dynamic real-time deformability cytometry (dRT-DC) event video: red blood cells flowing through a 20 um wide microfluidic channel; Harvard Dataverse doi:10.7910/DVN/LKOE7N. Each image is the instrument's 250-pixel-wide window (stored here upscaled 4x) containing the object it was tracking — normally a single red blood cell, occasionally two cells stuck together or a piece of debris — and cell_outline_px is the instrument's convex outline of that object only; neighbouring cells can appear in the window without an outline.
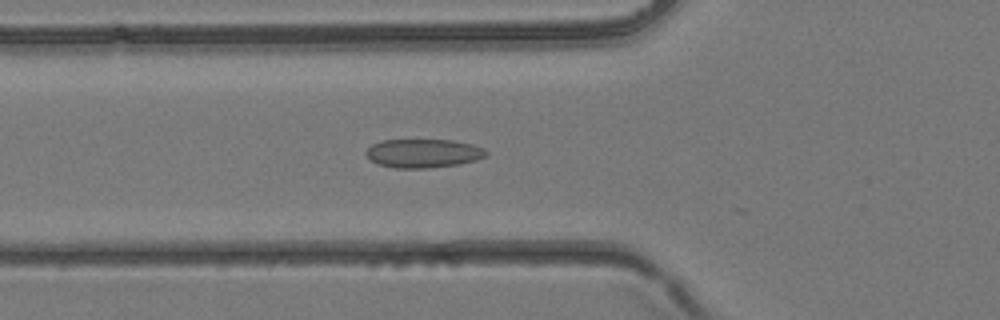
{"species": "common noctule bat (a hibernating species)", "species_latin": "Nyctalus noctula", "temperature_condition": "room temperature", "stored_images_in_passage": 22, "camera_frame_rate_fps": 3000, "um_per_image_px": 0.085, "animal": {"sex": "female", "body_mass_g": 24.6, "forearm_length_mm": 56.2}, "frame": {"image": 1, "passage_image": 12, "time_ms": 3.667, "image_size_px": [1000, 320], "cell_outline_px": [[488, 156], [476, 160], [456, 164], [424, 168], [396, 168], [380, 164], [372, 160], [364, 152], [372, 144], [380, 140], [452, 140], [472, 144], [484, 148], [488, 152]], "centroid_in_image_um": [36.0, 13.02], "position_along_channel_um": 89.8, "area_um2": 19.94}}
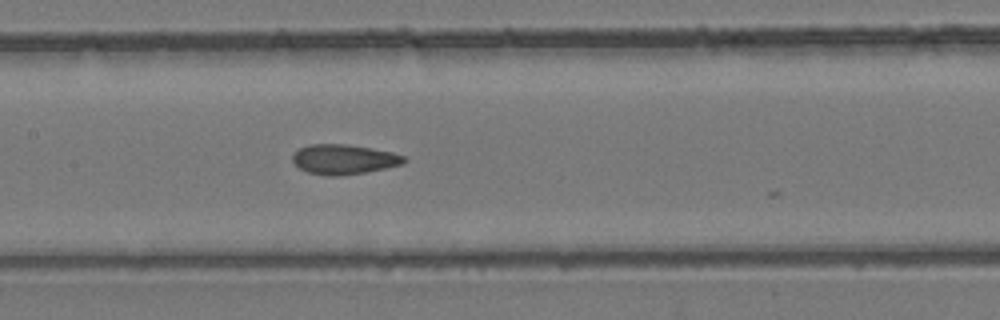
{"frame": {"image": 2, "passage_image": 17, "time_ms": 5.333, "image_size_px": [1000, 320], "cell_outline_px": [[408, 160], [404, 164], [364, 172], [340, 176], [328, 176], [308, 172], [300, 168], [292, 160], [292, 156], [300, 148], [308, 144], [348, 144], [392, 152], [404, 156]], "centroid_in_image_um": [29.24, 13.54], "position_along_channel_um": 178.2, "area_um2": 19.31}}
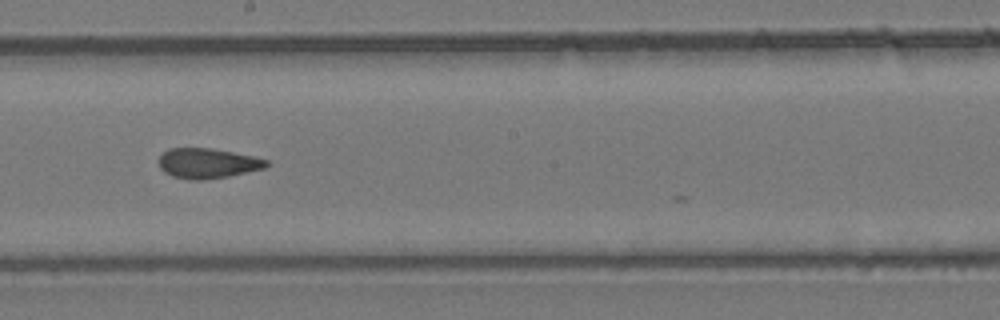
{"frame": {"image": 3, "passage_image": 20, "time_ms": 6.333, "image_size_px": [1000, 320], "cell_outline_px": [[268, 164], [264, 168], [228, 176], [200, 180], [196, 180], [172, 176], [164, 172], [160, 168], [160, 156], [168, 148], [212, 148], [252, 156], [268, 160]], "centroid_in_image_um": [17.63, 13.87], "position_along_channel_um": 230.6, "area_um2": 18.55}}